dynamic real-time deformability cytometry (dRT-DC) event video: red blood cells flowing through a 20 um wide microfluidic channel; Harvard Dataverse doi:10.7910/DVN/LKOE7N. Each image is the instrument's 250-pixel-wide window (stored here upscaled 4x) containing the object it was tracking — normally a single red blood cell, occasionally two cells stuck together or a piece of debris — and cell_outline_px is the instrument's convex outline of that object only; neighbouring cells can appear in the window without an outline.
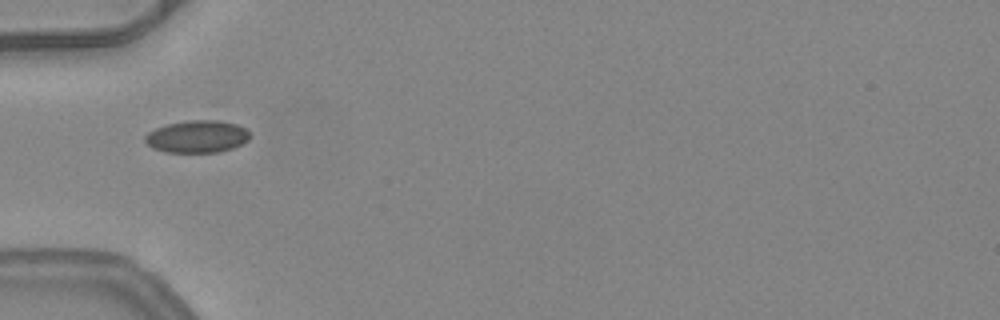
{"species": "common noctule bat (a hibernating species)", "species_latin": "Nyctalus noctula", "temperature_condition": "warm", "stored_images_in_passage": 35, "camera_frame_rate_fps": 3000, "um_per_image_px": 0.085, "animal": {"sex": "female", "body_mass_g": 24.6, "forearm_length_mm": 56.2}, "frame": {"image": 1, "passage_image": 1, "time_ms": 0.0, "image_size_px": [1000, 320], "cell_outline_px": [[252, 136], [248, 140], [232, 148], [216, 152], [164, 152], [152, 148], [144, 140], [144, 136], [148, 132], [156, 128], [168, 124], [188, 120], [220, 120], [236, 124], [244, 128]], "centroid_in_image_um": [16.74, 11.6], "position_along_channel_um": 68.3, "area_um2": 19.71}}